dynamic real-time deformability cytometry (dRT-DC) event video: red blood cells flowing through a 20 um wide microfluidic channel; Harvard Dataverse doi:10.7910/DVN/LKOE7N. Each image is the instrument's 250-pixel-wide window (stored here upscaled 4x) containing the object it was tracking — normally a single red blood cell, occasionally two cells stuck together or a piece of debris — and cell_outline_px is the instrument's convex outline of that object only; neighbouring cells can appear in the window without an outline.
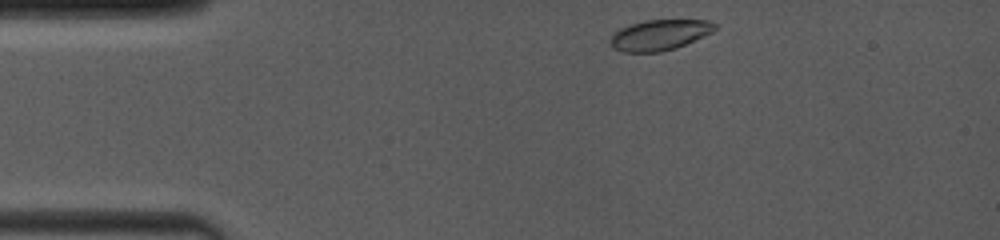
{"species": "common noctule bat (a hibernating species)", "species_latin": "Nyctalus noctula", "temperature_condition": "room temperature", "stored_images_in_passage": 27, "camera_frame_rate_fps": 4000, "um_per_image_px": 0.085, "animal": {"sex": "female", "body_mass_g": 19.0, "forearm_length_mm": 53.3}, "frame": {"image": 1, "passage_image": 1, "time_ms": 0.0, "image_size_px": [1000, 240], "cell_outline_px": [[716, 28], [712, 32], [704, 36], [676, 48], [660, 52], [624, 52], [612, 48], [608, 40], [612, 32], [620, 28], [644, 20], [708, 20], [716, 24]], "centroid_in_image_um": [56.01, 2.97], "position_along_channel_um": 29.0, "area_um2": 18.79}}
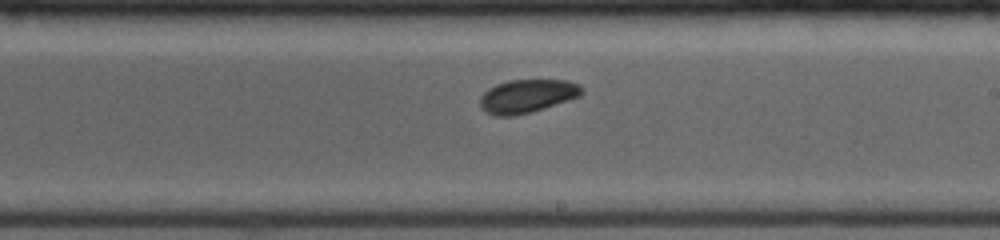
{"frame": {"image": 2, "passage_image": 15, "time_ms": 6.75, "image_size_px": [1000, 240], "cell_outline_px": [[584, 92], [580, 96], [532, 112], [512, 116], [496, 116], [484, 112], [480, 108], [480, 96], [488, 88], [496, 84], [508, 80], [568, 80], [580, 84], [584, 88]], "centroid_in_image_um": [44.8, 8.16], "position_along_channel_um": 244.2, "area_um2": 20.06}}
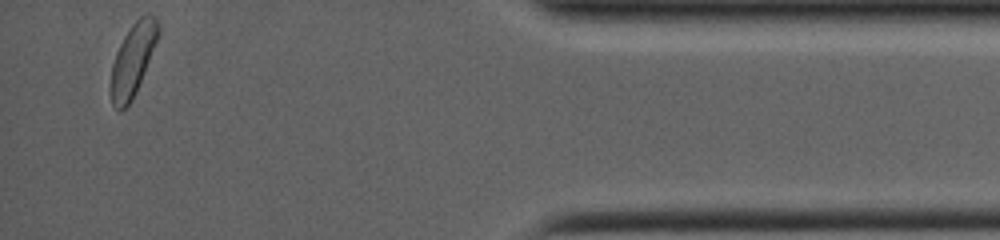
{"frame": {"image": 3, "passage_image": 27, "time_ms": 12.25, "image_size_px": [1000, 240], "cell_outline_px": [[160, 36], [136, 92], [132, 100], [120, 112], [112, 104], [112, 64], [116, 52], [124, 36], [132, 24], [140, 16], [148, 12], [156, 16], [160, 24]], "centroid_in_image_um": [11.35, 4.99], "position_along_channel_um": 423.8, "area_um2": 20.0}, "authors_computed_cell_mechanics": {"area_um2": 19.5942, "velocity_mm_per_s": 4.0525, "shape_relaxation_time_tau1_ms": 2.0414, "shape_relaxation_time_tau2_ms": 8.3093, "deformation_change_tau1": 0.0643, "deformation_change_tau2": 0.1031}}